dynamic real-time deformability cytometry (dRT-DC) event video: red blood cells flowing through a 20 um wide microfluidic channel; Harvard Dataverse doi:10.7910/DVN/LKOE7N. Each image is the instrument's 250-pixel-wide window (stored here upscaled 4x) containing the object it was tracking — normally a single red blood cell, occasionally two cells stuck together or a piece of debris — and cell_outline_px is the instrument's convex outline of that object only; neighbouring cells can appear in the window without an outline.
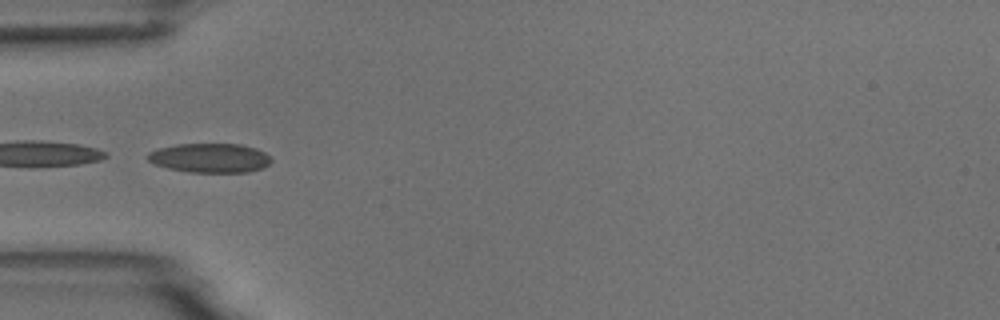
{"species": "common noctule bat (a hibernating species)", "species_latin": "Nyctalus noctula", "temperature_condition": "room temperature", "stored_images_in_passage": 6, "camera_frame_rate_fps": 3000, "um_per_image_px": 0.085, "animal": {"sex": "male", "body_mass_g": 18.8}, "frame": {"image": 1, "passage_image": 5, "time_ms": 4.667, "image_size_px": [1000, 320], "cell_outline_px": [[272, 160], [264, 168], [248, 172], [188, 172], [168, 168], [156, 164], [148, 160], [144, 156], [148, 152], [160, 148], [176, 144], [240, 144], [256, 148], [264, 152]], "centroid_in_image_um": [17.83, 13.42], "position_along_channel_um": 67.2, "area_um2": 21.1}}